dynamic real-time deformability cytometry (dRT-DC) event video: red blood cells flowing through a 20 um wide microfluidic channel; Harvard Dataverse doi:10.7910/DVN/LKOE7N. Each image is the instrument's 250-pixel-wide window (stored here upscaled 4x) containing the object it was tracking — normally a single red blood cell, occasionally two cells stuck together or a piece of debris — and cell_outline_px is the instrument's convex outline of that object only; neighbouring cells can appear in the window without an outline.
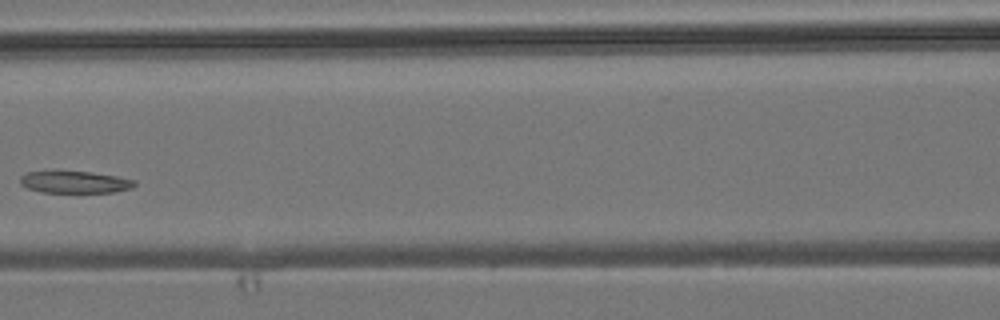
{"species": "common noctule bat (a hibernating species)", "species_latin": "Nyctalus noctula", "temperature_condition": "room temperature", "stored_images_in_passage": 5, "camera_frame_rate_fps": 3000, "um_per_image_px": 0.085, "animal": {"sex": "male", "body_mass_g": 19.2, "forearm_length_mm": 51.8}, "frame": {"image": 1, "passage_image": 4, "time_ms": 3.667, "image_size_px": [1000, 320], "cell_outline_px": [[136, 184], [132, 188], [112, 192], [40, 192], [28, 188], [20, 184], [20, 176], [28, 172], [52, 168], [56, 168], [92, 172], [116, 176], [136, 180]], "centroid_in_image_um": [6.28, 15.42], "position_along_channel_um": 160.3, "area_um2": 15.43}}
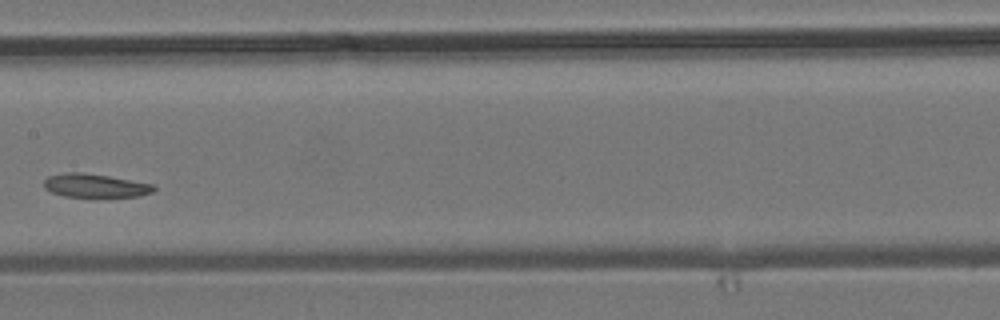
{"frame": {"image": 2, "passage_image": 5, "time_ms": 4.667, "image_size_px": [1000, 320], "cell_outline_px": [[156, 188], [152, 192], [140, 196], [64, 196], [52, 192], [44, 188], [44, 180], [48, 176], [64, 172], [80, 172], [108, 176], [156, 184]], "centroid_in_image_um": [8.1, 15.76], "position_along_channel_um": 199.3, "area_um2": 14.97}}